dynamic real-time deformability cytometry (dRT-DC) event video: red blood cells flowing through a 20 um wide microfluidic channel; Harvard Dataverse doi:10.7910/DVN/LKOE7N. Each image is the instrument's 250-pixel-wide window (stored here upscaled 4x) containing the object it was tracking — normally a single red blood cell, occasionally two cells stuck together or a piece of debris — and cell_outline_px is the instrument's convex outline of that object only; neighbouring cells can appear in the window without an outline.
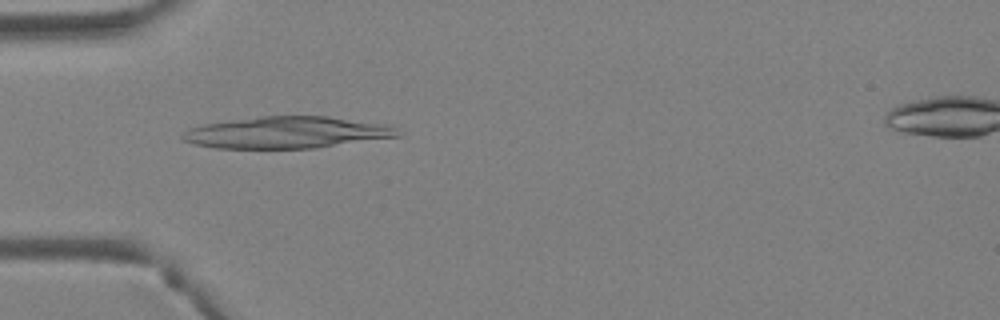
{"species": "Egyptian fruit bat (a non-hibernating species)", "species_latin": "Rousettus aegyptiacus", "temperature_condition": "warm", "stored_images_in_passage": 4, "camera_frame_rate_fps": 3000, "um_per_image_px": 0.085, "animal": {"sex": "female"}, "frame": {"image": 1, "passage_image": 4, "time_ms": 1.0, "image_size_px": [1000, 320], "cell_outline_px": [[400, 136], [316, 148], [212, 148], [180, 140], [180, 136], [188, 128], [204, 124], [260, 116], [328, 116], [388, 124], [396, 128]], "centroid_in_image_um": [24.36, 11.26], "position_along_channel_um": 60.6, "area_um2": 39.82}}